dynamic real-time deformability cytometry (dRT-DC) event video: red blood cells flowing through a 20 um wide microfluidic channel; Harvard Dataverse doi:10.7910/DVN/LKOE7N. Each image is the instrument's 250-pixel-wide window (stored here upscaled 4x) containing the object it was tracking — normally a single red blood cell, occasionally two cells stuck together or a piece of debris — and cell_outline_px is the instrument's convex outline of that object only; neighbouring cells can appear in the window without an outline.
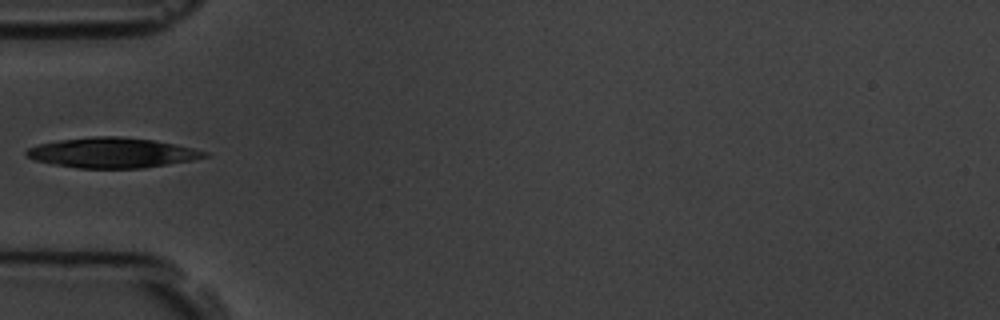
{"species": "common noctule bat (a hibernating species)", "species_latin": "Nyctalus noctula", "temperature_condition": "room temperature", "stored_images_in_passage": 6, "camera_frame_rate_fps": 3000, "um_per_image_px": 0.085, "animal": {"sex": "male", "body_mass_g": 19.5, "forearm_length_mm": 54.6}, "frame": {"image": 1, "passage_image": 5, "time_ms": 4.667, "image_size_px": [1000, 320], "cell_outline_px": [[208, 156], [192, 160], [144, 168], [76, 168], [52, 164], [36, 160], [28, 156], [24, 152], [28, 148], [40, 144], [60, 140], [92, 136], [120, 136], [156, 140], [176, 144], [208, 152]], "centroid_in_image_um": [9.55, 12.98], "position_along_channel_um": 75.4, "area_um2": 31.21}}